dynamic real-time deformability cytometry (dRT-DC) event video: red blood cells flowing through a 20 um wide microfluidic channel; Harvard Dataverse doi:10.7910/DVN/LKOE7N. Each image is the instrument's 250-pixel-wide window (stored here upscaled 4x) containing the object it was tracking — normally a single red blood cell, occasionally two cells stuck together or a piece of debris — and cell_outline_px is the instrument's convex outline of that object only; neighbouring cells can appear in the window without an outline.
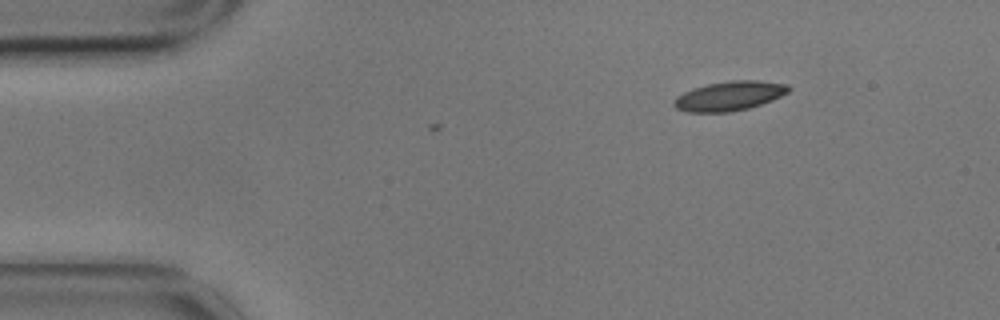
{"species": "common noctule bat (a hibernating species)", "species_latin": "Nyctalus noctula", "temperature_condition": "cold", "stored_images_in_passage": 3, "camera_frame_rate_fps": 3000, "um_per_image_px": 0.085, "animal": {"sex": "male", "body_mass_g": 17.9}, "frame": {"image": 1, "passage_image": 1, "time_ms": 0.0, "image_size_px": [1000, 320], "cell_outline_px": [[792, 88], [788, 92], [772, 100], [748, 108], [732, 112], [688, 112], [676, 108], [672, 104], [672, 100], [676, 96], [692, 88], [708, 84], [732, 80], [756, 80], [788, 84]], "centroid_in_image_um": [61.98, 8.15], "position_along_channel_um": 23.0, "area_um2": 19.71}}